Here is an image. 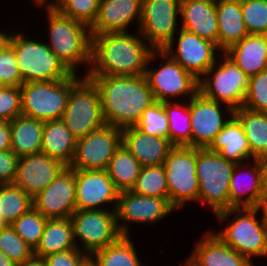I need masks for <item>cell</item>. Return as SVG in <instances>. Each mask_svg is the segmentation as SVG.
I'll return each mask as SVG.
<instances>
[{
	"mask_svg": "<svg viewBox=\"0 0 267 266\" xmlns=\"http://www.w3.org/2000/svg\"><path fill=\"white\" fill-rule=\"evenodd\" d=\"M186 262H182L180 266H194L188 259L185 260Z\"/></svg>",
	"mask_w": 267,
	"mask_h": 266,
	"instance_id": "6f0895ef",
	"label": "cell"
},
{
	"mask_svg": "<svg viewBox=\"0 0 267 266\" xmlns=\"http://www.w3.org/2000/svg\"><path fill=\"white\" fill-rule=\"evenodd\" d=\"M25 36L24 31L10 30L9 44L15 50L24 83L63 80L73 74L43 39L32 40L28 34Z\"/></svg>",
	"mask_w": 267,
	"mask_h": 266,
	"instance_id": "5b68a950",
	"label": "cell"
},
{
	"mask_svg": "<svg viewBox=\"0 0 267 266\" xmlns=\"http://www.w3.org/2000/svg\"><path fill=\"white\" fill-rule=\"evenodd\" d=\"M0 251L17 265L34 255V249L9 224L0 229Z\"/></svg>",
	"mask_w": 267,
	"mask_h": 266,
	"instance_id": "ab89813d",
	"label": "cell"
},
{
	"mask_svg": "<svg viewBox=\"0 0 267 266\" xmlns=\"http://www.w3.org/2000/svg\"><path fill=\"white\" fill-rule=\"evenodd\" d=\"M33 208V198L14 183L0 185V213L11 225L24 213Z\"/></svg>",
	"mask_w": 267,
	"mask_h": 266,
	"instance_id": "d590c367",
	"label": "cell"
},
{
	"mask_svg": "<svg viewBox=\"0 0 267 266\" xmlns=\"http://www.w3.org/2000/svg\"><path fill=\"white\" fill-rule=\"evenodd\" d=\"M214 218L224 227L220 231L213 228L212 232L225 244L252 263L256 257L267 258V220L262 207L231 208L216 213Z\"/></svg>",
	"mask_w": 267,
	"mask_h": 266,
	"instance_id": "3957f363",
	"label": "cell"
},
{
	"mask_svg": "<svg viewBox=\"0 0 267 266\" xmlns=\"http://www.w3.org/2000/svg\"><path fill=\"white\" fill-rule=\"evenodd\" d=\"M242 107L250 111L267 113V69L249 78Z\"/></svg>",
	"mask_w": 267,
	"mask_h": 266,
	"instance_id": "7bdbcfd3",
	"label": "cell"
},
{
	"mask_svg": "<svg viewBox=\"0 0 267 266\" xmlns=\"http://www.w3.org/2000/svg\"><path fill=\"white\" fill-rule=\"evenodd\" d=\"M122 144L142 166L164 164L168 153L174 147L169 139L150 136L135 126L122 129Z\"/></svg>",
	"mask_w": 267,
	"mask_h": 266,
	"instance_id": "d4e9b609",
	"label": "cell"
},
{
	"mask_svg": "<svg viewBox=\"0 0 267 266\" xmlns=\"http://www.w3.org/2000/svg\"><path fill=\"white\" fill-rule=\"evenodd\" d=\"M11 150V130L9 122L0 120V151Z\"/></svg>",
	"mask_w": 267,
	"mask_h": 266,
	"instance_id": "c3c4849f",
	"label": "cell"
},
{
	"mask_svg": "<svg viewBox=\"0 0 267 266\" xmlns=\"http://www.w3.org/2000/svg\"><path fill=\"white\" fill-rule=\"evenodd\" d=\"M250 146L251 156L256 159L267 154V113L250 111L244 107L234 110Z\"/></svg>",
	"mask_w": 267,
	"mask_h": 266,
	"instance_id": "d6a6232c",
	"label": "cell"
},
{
	"mask_svg": "<svg viewBox=\"0 0 267 266\" xmlns=\"http://www.w3.org/2000/svg\"><path fill=\"white\" fill-rule=\"evenodd\" d=\"M162 60L160 66L151 67L157 60ZM144 76L156 101H185L198 92V79L186 71L163 50H154L148 60ZM181 96V97H180Z\"/></svg>",
	"mask_w": 267,
	"mask_h": 266,
	"instance_id": "ba28073f",
	"label": "cell"
},
{
	"mask_svg": "<svg viewBox=\"0 0 267 266\" xmlns=\"http://www.w3.org/2000/svg\"><path fill=\"white\" fill-rule=\"evenodd\" d=\"M193 243L188 260L194 266H256L247 257L225 244L212 228Z\"/></svg>",
	"mask_w": 267,
	"mask_h": 266,
	"instance_id": "603a6c76",
	"label": "cell"
},
{
	"mask_svg": "<svg viewBox=\"0 0 267 266\" xmlns=\"http://www.w3.org/2000/svg\"><path fill=\"white\" fill-rule=\"evenodd\" d=\"M47 266H84L90 256L79 248L52 253L44 257Z\"/></svg>",
	"mask_w": 267,
	"mask_h": 266,
	"instance_id": "bcb514c9",
	"label": "cell"
},
{
	"mask_svg": "<svg viewBox=\"0 0 267 266\" xmlns=\"http://www.w3.org/2000/svg\"><path fill=\"white\" fill-rule=\"evenodd\" d=\"M75 180L76 210L116 209L120 192L106 170H75Z\"/></svg>",
	"mask_w": 267,
	"mask_h": 266,
	"instance_id": "ac0fdd59",
	"label": "cell"
},
{
	"mask_svg": "<svg viewBox=\"0 0 267 266\" xmlns=\"http://www.w3.org/2000/svg\"><path fill=\"white\" fill-rule=\"evenodd\" d=\"M233 115L234 110L230 106L207 99L197 92L190 98L191 147L209 148Z\"/></svg>",
	"mask_w": 267,
	"mask_h": 266,
	"instance_id": "e0dca14e",
	"label": "cell"
},
{
	"mask_svg": "<svg viewBox=\"0 0 267 266\" xmlns=\"http://www.w3.org/2000/svg\"><path fill=\"white\" fill-rule=\"evenodd\" d=\"M11 150L18 156H27L41 151L44 121L19 115L9 122Z\"/></svg>",
	"mask_w": 267,
	"mask_h": 266,
	"instance_id": "f546056e",
	"label": "cell"
},
{
	"mask_svg": "<svg viewBox=\"0 0 267 266\" xmlns=\"http://www.w3.org/2000/svg\"><path fill=\"white\" fill-rule=\"evenodd\" d=\"M8 225L4 220L3 217L0 213V229L3 228L4 226Z\"/></svg>",
	"mask_w": 267,
	"mask_h": 266,
	"instance_id": "9f6ffc18",
	"label": "cell"
},
{
	"mask_svg": "<svg viewBox=\"0 0 267 266\" xmlns=\"http://www.w3.org/2000/svg\"><path fill=\"white\" fill-rule=\"evenodd\" d=\"M10 30H0V52L9 43Z\"/></svg>",
	"mask_w": 267,
	"mask_h": 266,
	"instance_id": "816d5d0a",
	"label": "cell"
},
{
	"mask_svg": "<svg viewBox=\"0 0 267 266\" xmlns=\"http://www.w3.org/2000/svg\"><path fill=\"white\" fill-rule=\"evenodd\" d=\"M83 77L73 73L63 80L23 83L20 87L22 115L44 122L60 120L71 89Z\"/></svg>",
	"mask_w": 267,
	"mask_h": 266,
	"instance_id": "52a82bcc",
	"label": "cell"
},
{
	"mask_svg": "<svg viewBox=\"0 0 267 266\" xmlns=\"http://www.w3.org/2000/svg\"><path fill=\"white\" fill-rule=\"evenodd\" d=\"M163 51L198 80L223 53L216 43L182 28Z\"/></svg>",
	"mask_w": 267,
	"mask_h": 266,
	"instance_id": "9a60e30c",
	"label": "cell"
},
{
	"mask_svg": "<svg viewBox=\"0 0 267 266\" xmlns=\"http://www.w3.org/2000/svg\"><path fill=\"white\" fill-rule=\"evenodd\" d=\"M23 83L15 50L8 43L0 52V86L21 87Z\"/></svg>",
	"mask_w": 267,
	"mask_h": 266,
	"instance_id": "ee69618b",
	"label": "cell"
},
{
	"mask_svg": "<svg viewBox=\"0 0 267 266\" xmlns=\"http://www.w3.org/2000/svg\"><path fill=\"white\" fill-rule=\"evenodd\" d=\"M0 266H17V264L0 251Z\"/></svg>",
	"mask_w": 267,
	"mask_h": 266,
	"instance_id": "db71d44e",
	"label": "cell"
},
{
	"mask_svg": "<svg viewBox=\"0 0 267 266\" xmlns=\"http://www.w3.org/2000/svg\"><path fill=\"white\" fill-rule=\"evenodd\" d=\"M22 115L20 87L0 86V120L10 122Z\"/></svg>",
	"mask_w": 267,
	"mask_h": 266,
	"instance_id": "f6af8a7d",
	"label": "cell"
},
{
	"mask_svg": "<svg viewBox=\"0 0 267 266\" xmlns=\"http://www.w3.org/2000/svg\"><path fill=\"white\" fill-rule=\"evenodd\" d=\"M100 0H55L52 6L60 14L89 27L97 18Z\"/></svg>",
	"mask_w": 267,
	"mask_h": 266,
	"instance_id": "f35d334b",
	"label": "cell"
},
{
	"mask_svg": "<svg viewBox=\"0 0 267 266\" xmlns=\"http://www.w3.org/2000/svg\"><path fill=\"white\" fill-rule=\"evenodd\" d=\"M218 47L225 52L248 35L243 21L241 0H216Z\"/></svg>",
	"mask_w": 267,
	"mask_h": 266,
	"instance_id": "4316f807",
	"label": "cell"
},
{
	"mask_svg": "<svg viewBox=\"0 0 267 266\" xmlns=\"http://www.w3.org/2000/svg\"><path fill=\"white\" fill-rule=\"evenodd\" d=\"M84 266H95V265L91 262V260H89Z\"/></svg>",
	"mask_w": 267,
	"mask_h": 266,
	"instance_id": "680465c9",
	"label": "cell"
},
{
	"mask_svg": "<svg viewBox=\"0 0 267 266\" xmlns=\"http://www.w3.org/2000/svg\"><path fill=\"white\" fill-rule=\"evenodd\" d=\"M17 266H47V263L43 257L33 255L27 261Z\"/></svg>",
	"mask_w": 267,
	"mask_h": 266,
	"instance_id": "f907efd6",
	"label": "cell"
},
{
	"mask_svg": "<svg viewBox=\"0 0 267 266\" xmlns=\"http://www.w3.org/2000/svg\"><path fill=\"white\" fill-rule=\"evenodd\" d=\"M75 170L66 167L33 197V207L48 219L68 218L76 210Z\"/></svg>",
	"mask_w": 267,
	"mask_h": 266,
	"instance_id": "d6986e66",
	"label": "cell"
},
{
	"mask_svg": "<svg viewBox=\"0 0 267 266\" xmlns=\"http://www.w3.org/2000/svg\"><path fill=\"white\" fill-rule=\"evenodd\" d=\"M132 235H122L116 242L90 256L95 266H148L142 263L134 246Z\"/></svg>",
	"mask_w": 267,
	"mask_h": 266,
	"instance_id": "1f68e13d",
	"label": "cell"
},
{
	"mask_svg": "<svg viewBox=\"0 0 267 266\" xmlns=\"http://www.w3.org/2000/svg\"><path fill=\"white\" fill-rule=\"evenodd\" d=\"M241 9L248 34L267 35V0H241Z\"/></svg>",
	"mask_w": 267,
	"mask_h": 266,
	"instance_id": "b9f144b4",
	"label": "cell"
},
{
	"mask_svg": "<svg viewBox=\"0 0 267 266\" xmlns=\"http://www.w3.org/2000/svg\"><path fill=\"white\" fill-rule=\"evenodd\" d=\"M235 165L208 148H197L198 202L210 208L213 215L230 209V179Z\"/></svg>",
	"mask_w": 267,
	"mask_h": 266,
	"instance_id": "8992f818",
	"label": "cell"
},
{
	"mask_svg": "<svg viewBox=\"0 0 267 266\" xmlns=\"http://www.w3.org/2000/svg\"><path fill=\"white\" fill-rule=\"evenodd\" d=\"M19 157L12 151H0V185L14 183Z\"/></svg>",
	"mask_w": 267,
	"mask_h": 266,
	"instance_id": "7dc6e473",
	"label": "cell"
},
{
	"mask_svg": "<svg viewBox=\"0 0 267 266\" xmlns=\"http://www.w3.org/2000/svg\"><path fill=\"white\" fill-rule=\"evenodd\" d=\"M182 28L218 45L216 0H181Z\"/></svg>",
	"mask_w": 267,
	"mask_h": 266,
	"instance_id": "cb8c5ba5",
	"label": "cell"
},
{
	"mask_svg": "<svg viewBox=\"0 0 267 266\" xmlns=\"http://www.w3.org/2000/svg\"><path fill=\"white\" fill-rule=\"evenodd\" d=\"M132 192L157 198H169L166 171L163 164L142 166Z\"/></svg>",
	"mask_w": 267,
	"mask_h": 266,
	"instance_id": "8d00e7d4",
	"label": "cell"
},
{
	"mask_svg": "<svg viewBox=\"0 0 267 266\" xmlns=\"http://www.w3.org/2000/svg\"><path fill=\"white\" fill-rule=\"evenodd\" d=\"M70 219L77 248L89 256L122 236L115 210H75Z\"/></svg>",
	"mask_w": 267,
	"mask_h": 266,
	"instance_id": "7c38bea8",
	"label": "cell"
},
{
	"mask_svg": "<svg viewBox=\"0 0 267 266\" xmlns=\"http://www.w3.org/2000/svg\"><path fill=\"white\" fill-rule=\"evenodd\" d=\"M47 43L52 52L72 72L80 73V68L86 76L91 64L92 35L88 25L66 17L57 12L53 7H46ZM79 69V71H78Z\"/></svg>",
	"mask_w": 267,
	"mask_h": 266,
	"instance_id": "277c9868",
	"label": "cell"
},
{
	"mask_svg": "<svg viewBox=\"0 0 267 266\" xmlns=\"http://www.w3.org/2000/svg\"><path fill=\"white\" fill-rule=\"evenodd\" d=\"M76 144L77 138L61 119L44 122L41 151L47 156L69 167L74 157Z\"/></svg>",
	"mask_w": 267,
	"mask_h": 266,
	"instance_id": "f1b7e54d",
	"label": "cell"
},
{
	"mask_svg": "<svg viewBox=\"0 0 267 266\" xmlns=\"http://www.w3.org/2000/svg\"><path fill=\"white\" fill-rule=\"evenodd\" d=\"M47 220L48 218L33 207L14 221L11 226L35 250L41 241Z\"/></svg>",
	"mask_w": 267,
	"mask_h": 266,
	"instance_id": "74e56055",
	"label": "cell"
},
{
	"mask_svg": "<svg viewBox=\"0 0 267 266\" xmlns=\"http://www.w3.org/2000/svg\"><path fill=\"white\" fill-rule=\"evenodd\" d=\"M224 53L250 78L267 69V35L248 34Z\"/></svg>",
	"mask_w": 267,
	"mask_h": 266,
	"instance_id": "484cf974",
	"label": "cell"
},
{
	"mask_svg": "<svg viewBox=\"0 0 267 266\" xmlns=\"http://www.w3.org/2000/svg\"><path fill=\"white\" fill-rule=\"evenodd\" d=\"M177 211L169 202V198H157L138 195L132 191L119 193L115 209L117 226L122 235H130L129 227L135 225H153L170 217ZM170 215V216H169Z\"/></svg>",
	"mask_w": 267,
	"mask_h": 266,
	"instance_id": "2e32d148",
	"label": "cell"
},
{
	"mask_svg": "<svg viewBox=\"0 0 267 266\" xmlns=\"http://www.w3.org/2000/svg\"><path fill=\"white\" fill-rule=\"evenodd\" d=\"M74 248L77 245L70 217L48 219L34 255L44 258L49 254Z\"/></svg>",
	"mask_w": 267,
	"mask_h": 266,
	"instance_id": "4dcf8cb0",
	"label": "cell"
},
{
	"mask_svg": "<svg viewBox=\"0 0 267 266\" xmlns=\"http://www.w3.org/2000/svg\"><path fill=\"white\" fill-rule=\"evenodd\" d=\"M142 165L122 144L114 153L107 166L108 176L119 192L131 191Z\"/></svg>",
	"mask_w": 267,
	"mask_h": 266,
	"instance_id": "836d02e7",
	"label": "cell"
},
{
	"mask_svg": "<svg viewBox=\"0 0 267 266\" xmlns=\"http://www.w3.org/2000/svg\"><path fill=\"white\" fill-rule=\"evenodd\" d=\"M197 148L174 146L163 164L169 190V202L178 211L198 202L199 183L196 175Z\"/></svg>",
	"mask_w": 267,
	"mask_h": 266,
	"instance_id": "8fae6325",
	"label": "cell"
},
{
	"mask_svg": "<svg viewBox=\"0 0 267 266\" xmlns=\"http://www.w3.org/2000/svg\"><path fill=\"white\" fill-rule=\"evenodd\" d=\"M179 101L162 102L169 122V140L174 146L191 147L190 99Z\"/></svg>",
	"mask_w": 267,
	"mask_h": 266,
	"instance_id": "e575fe53",
	"label": "cell"
},
{
	"mask_svg": "<svg viewBox=\"0 0 267 266\" xmlns=\"http://www.w3.org/2000/svg\"><path fill=\"white\" fill-rule=\"evenodd\" d=\"M67 166L43 151L19 157L14 184L32 198L44 190Z\"/></svg>",
	"mask_w": 267,
	"mask_h": 266,
	"instance_id": "ffe728a7",
	"label": "cell"
},
{
	"mask_svg": "<svg viewBox=\"0 0 267 266\" xmlns=\"http://www.w3.org/2000/svg\"><path fill=\"white\" fill-rule=\"evenodd\" d=\"M141 14L142 0H100L97 18L90 26L91 35L130 32L131 24H136L138 30Z\"/></svg>",
	"mask_w": 267,
	"mask_h": 266,
	"instance_id": "44dd1931",
	"label": "cell"
},
{
	"mask_svg": "<svg viewBox=\"0 0 267 266\" xmlns=\"http://www.w3.org/2000/svg\"><path fill=\"white\" fill-rule=\"evenodd\" d=\"M262 209L264 211V214H265V218L267 220V197L264 199V203L262 205Z\"/></svg>",
	"mask_w": 267,
	"mask_h": 266,
	"instance_id": "11a10c76",
	"label": "cell"
},
{
	"mask_svg": "<svg viewBox=\"0 0 267 266\" xmlns=\"http://www.w3.org/2000/svg\"><path fill=\"white\" fill-rule=\"evenodd\" d=\"M260 170L263 185L264 197H267V154L256 158Z\"/></svg>",
	"mask_w": 267,
	"mask_h": 266,
	"instance_id": "681fc988",
	"label": "cell"
},
{
	"mask_svg": "<svg viewBox=\"0 0 267 266\" xmlns=\"http://www.w3.org/2000/svg\"><path fill=\"white\" fill-rule=\"evenodd\" d=\"M208 149L236 164L254 160L243 127L234 115L217 134Z\"/></svg>",
	"mask_w": 267,
	"mask_h": 266,
	"instance_id": "83f0119b",
	"label": "cell"
},
{
	"mask_svg": "<svg viewBox=\"0 0 267 266\" xmlns=\"http://www.w3.org/2000/svg\"><path fill=\"white\" fill-rule=\"evenodd\" d=\"M181 0H142L138 32L154 50H163L179 32Z\"/></svg>",
	"mask_w": 267,
	"mask_h": 266,
	"instance_id": "4fadbf2b",
	"label": "cell"
},
{
	"mask_svg": "<svg viewBox=\"0 0 267 266\" xmlns=\"http://www.w3.org/2000/svg\"><path fill=\"white\" fill-rule=\"evenodd\" d=\"M246 163H237L232 171L229 193L230 209L262 207L264 203L259 164L256 159Z\"/></svg>",
	"mask_w": 267,
	"mask_h": 266,
	"instance_id": "7402d4cb",
	"label": "cell"
},
{
	"mask_svg": "<svg viewBox=\"0 0 267 266\" xmlns=\"http://www.w3.org/2000/svg\"><path fill=\"white\" fill-rule=\"evenodd\" d=\"M31 3H34L35 7L38 8H46V7H52L55 3V0H30Z\"/></svg>",
	"mask_w": 267,
	"mask_h": 266,
	"instance_id": "f5cc1de1",
	"label": "cell"
},
{
	"mask_svg": "<svg viewBox=\"0 0 267 266\" xmlns=\"http://www.w3.org/2000/svg\"><path fill=\"white\" fill-rule=\"evenodd\" d=\"M135 127L150 136L169 139V122L162 102L156 101L147 107Z\"/></svg>",
	"mask_w": 267,
	"mask_h": 266,
	"instance_id": "60d3db41",
	"label": "cell"
},
{
	"mask_svg": "<svg viewBox=\"0 0 267 266\" xmlns=\"http://www.w3.org/2000/svg\"><path fill=\"white\" fill-rule=\"evenodd\" d=\"M122 145V129L105 124L77 139L70 169L106 170L114 153Z\"/></svg>",
	"mask_w": 267,
	"mask_h": 266,
	"instance_id": "5bb4252c",
	"label": "cell"
},
{
	"mask_svg": "<svg viewBox=\"0 0 267 266\" xmlns=\"http://www.w3.org/2000/svg\"><path fill=\"white\" fill-rule=\"evenodd\" d=\"M97 86L106 124L135 126L147 107L156 102L146 77L86 75Z\"/></svg>",
	"mask_w": 267,
	"mask_h": 266,
	"instance_id": "7a4b0ae2",
	"label": "cell"
},
{
	"mask_svg": "<svg viewBox=\"0 0 267 266\" xmlns=\"http://www.w3.org/2000/svg\"><path fill=\"white\" fill-rule=\"evenodd\" d=\"M153 51L136 29L134 32L93 35L91 64L86 75H144Z\"/></svg>",
	"mask_w": 267,
	"mask_h": 266,
	"instance_id": "6da1fadb",
	"label": "cell"
},
{
	"mask_svg": "<svg viewBox=\"0 0 267 266\" xmlns=\"http://www.w3.org/2000/svg\"><path fill=\"white\" fill-rule=\"evenodd\" d=\"M249 77L223 52L198 81V92L205 98L230 106L242 107Z\"/></svg>",
	"mask_w": 267,
	"mask_h": 266,
	"instance_id": "9c48e42d",
	"label": "cell"
},
{
	"mask_svg": "<svg viewBox=\"0 0 267 266\" xmlns=\"http://www.w3.org/2000/svg\"><path fill=\"white\" fill-rule=\"evenodd\" d=\"M61 121L77 139L106 124L100 92L90 78L84 76L71 89Z\"/></svg>",
	"mask_w": 267,
	"mask_h": 266,
	"instance_id": "30bf717a",
	"label": "cell"
}]
</instances>
